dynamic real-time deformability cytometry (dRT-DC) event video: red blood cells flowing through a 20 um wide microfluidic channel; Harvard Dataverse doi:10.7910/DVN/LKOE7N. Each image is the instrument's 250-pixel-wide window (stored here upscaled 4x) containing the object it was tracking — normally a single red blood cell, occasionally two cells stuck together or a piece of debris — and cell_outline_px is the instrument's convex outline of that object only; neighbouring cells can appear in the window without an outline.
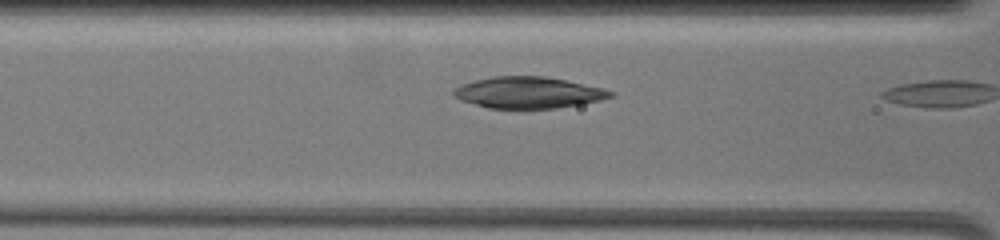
{"species": "common noctule bat (a hibernating species)", "species_latin": "Nyctalus noctula", "temperature_condition": "warm", "stored_images_in_passage": 6, "camera_frame_rate_fps": 3000, "um_per_image_px": 0.085, "animal": {"sex": "female", "body_mass_g": 19.5, "forearm_length_mm": 54.1}, "frame": {"image": 1, "passage_image": 5, "time_ms": 2.0, "image_size_px": [1000, 240], "cell_outline_px": [[616, 96], [600, 100], [580, 104], [556, 108], [520, 112], [488, 108], [460, 100], [452, 92], [460, 84], [492, 76], [544, 76], [564, 80], [600, 88], [616, 92]], "centroid_in_image_um": [44.88, 7.91], "position_along_channel_um": 121.7, "area_um2": 29.42}}